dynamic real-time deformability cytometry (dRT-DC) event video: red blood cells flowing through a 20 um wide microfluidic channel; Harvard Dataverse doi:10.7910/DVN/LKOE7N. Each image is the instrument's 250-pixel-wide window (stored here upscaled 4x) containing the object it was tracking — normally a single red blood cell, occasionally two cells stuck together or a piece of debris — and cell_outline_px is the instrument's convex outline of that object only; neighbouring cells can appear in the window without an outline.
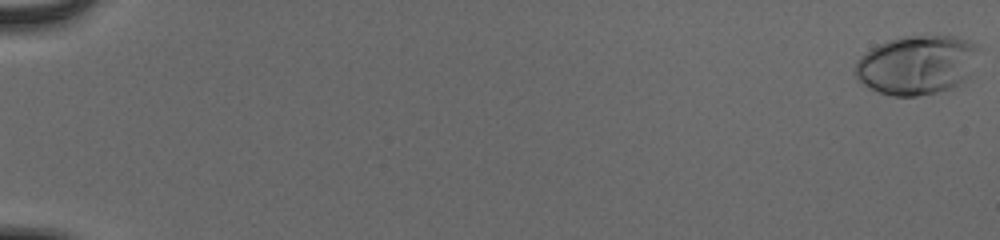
{"species": "human", "species_latin": "Homo sapiens", "temperature_condition": "cold", "stored_images_in_passage": 56, "camera_frame_rate_fps": 3000, "um_per_image_px": 0.085, "donor": {"sex": "male"}, "frame": {"image": 1, "passage_image": 1, "time_ms": 0.0, "image_size_px": [1000, 240], "cell_outline_px": [[984, 48], [968, 76], [960, 84], [952, 88], [936, 92], [916, 96], [892, 96], [868, 88], [856, 80], [856, 60], [864, 52], [888, 40], [904, 36], [956, 36], [968, 40]], "centroid_in_image_um": [77.97, 5.51], "position_along_channel_um": 7.0, "area_um2": 43.12}}
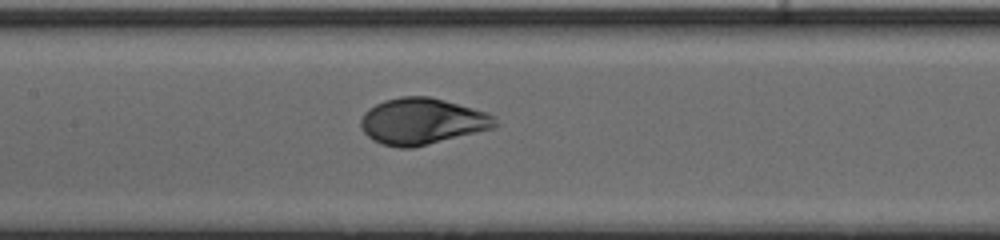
{"frame": {"image": 2, "passage_image": 30, "time_ms": 9.667, "image_size_px": [1000, 240], "cell_outline_px": [[500, 124], [496, 128], [412, 148], [400, 148], [380, 144], [372, 140], [364, 132], [360, 124], [360, 120], [364, 112], [368, 108], [384, 100], [400, 96], [432, 96], [488, 112], [496, 116]], "centroid_in_image_um": [35.92, 10.31], "position_along_channel_um": 171.5, "area_um2": 36.88}}
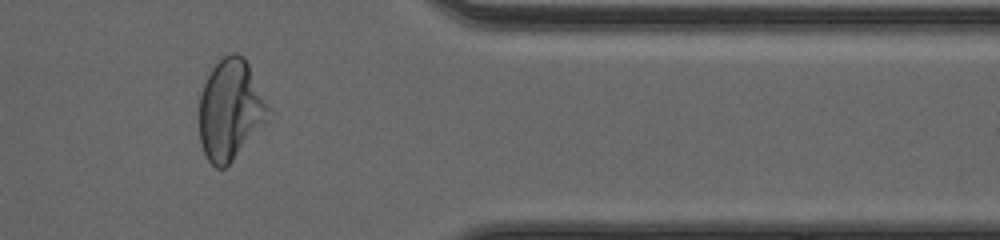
{"frame": {"image": 3, "passage_image": 48, "time_ms": 15.667, "image_size_px": [1000, 240], "cell_outline_px": [[268, 108], [264, 120], [232, 160], [224, 168], [216, 168], [208, 160], [200, 144], [200, 96], [204, 84], [212, 68], [224, 56], [232, 52], [236, 52], [244, 56], [248, 64]], "centroid_in_image_um": [19.51, 9.3], "position_along_channel_um": 391.9, "area_um2": 38.84}, "authors_computed_cell_mechanics": {"area_um2": 37.6856, "velocity_mm_per_s": 3.8725, "shape_relaxation_time_tau1_ms": 2.9068, "shape_relaxation_time_tau2_ms": null, "deformation_change_tau1": 0.1944, "deformation_change_tau2": null}}